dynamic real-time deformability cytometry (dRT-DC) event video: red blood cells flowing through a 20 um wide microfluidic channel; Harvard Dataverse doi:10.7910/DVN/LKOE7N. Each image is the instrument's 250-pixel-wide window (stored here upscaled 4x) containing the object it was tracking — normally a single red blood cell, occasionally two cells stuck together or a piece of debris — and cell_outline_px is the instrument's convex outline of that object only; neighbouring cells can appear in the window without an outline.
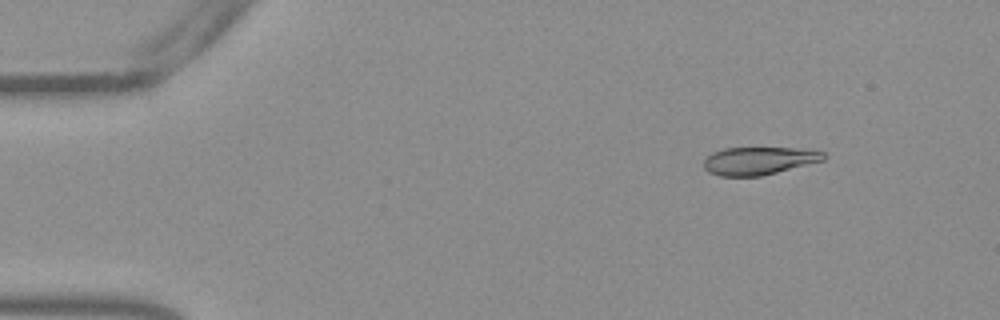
{"species": "Egyptian fruit bat (a non-hibernating species)", "species_latin": "Rousettus aegyptiacus", "temperature_condition": "warm", "stored_images_in_passage": 54, "camera_frame_rate_fps": 3000, "um_per_image_px": 0.085, "frame": {"image": 1, "passage_image": 7, "time_ms": 2.0, "image_size_px": [1000, 320], "cell_outline_px": [[828, 156], [824, 160], [760, 176], [720, 176], [708, 172], [704, 168], [704, 160], [712, 152], [724, 148], [796, 148], [824, 152]], "centroid_in_image_um": [64.49, 13.66], "position_along_channel_um": 20.5, "area_um2": 19.31}}
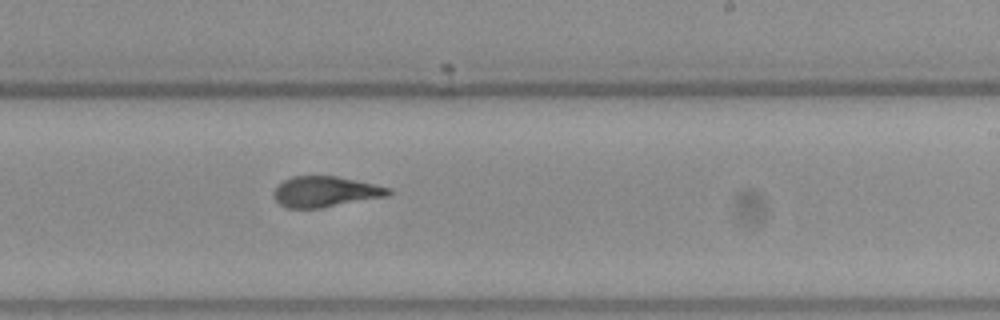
{"frame": {"image": 2, "passage_image": 33, "time_ms": 10.667, "image_size_px": [1000, 320], "cell_outline_px": [[392, 192], [388, 196], [324, 208], [288, 208], [280, 204], [272, 196], [272, 192], [276, 184], [292, 176], [336, 176], [392, 188]], "centroid_in_image_um": [27.63, 16.3], "position_along_channel_um": 261.4, "area_um2": 20.75}}
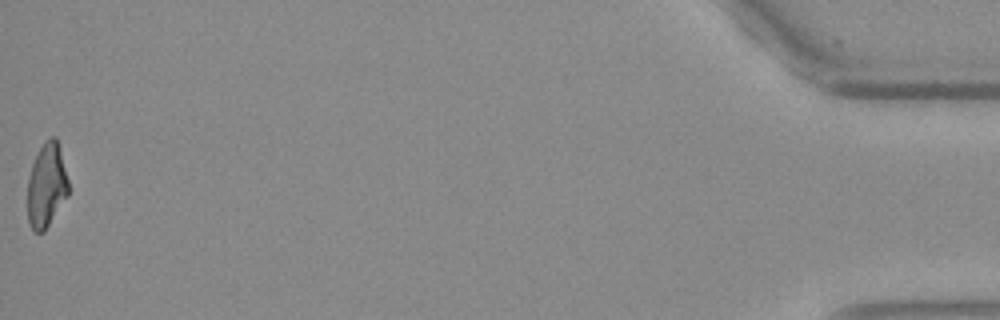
{"frame": {"image": 3, "passage_image": 54, "time_ms": 17.667, "image_size_px": [1000, 320], "cell_outline_px": [[68, 196], [44, 232], [32, 232], [28, 220], [28, 176], [32, 164], [44, 140], [52, 136], [56, 136], [68, 180]], "centroid_in_image_um": [3.95, 15.78], "position_along_channel_um": 431.3, "area_um2": 20.06}, "authors_computed_cell_mechanics": {"area_um2": 20.8947, "velocity_mm_per_s": 3.813, "shape_relaxation_time_tau1_ms": null, "shape_relaxation_time_tau2_ms": 1.3593, "deformation_change_tau1": null, "deformation_change_tau2": 0.0708}}